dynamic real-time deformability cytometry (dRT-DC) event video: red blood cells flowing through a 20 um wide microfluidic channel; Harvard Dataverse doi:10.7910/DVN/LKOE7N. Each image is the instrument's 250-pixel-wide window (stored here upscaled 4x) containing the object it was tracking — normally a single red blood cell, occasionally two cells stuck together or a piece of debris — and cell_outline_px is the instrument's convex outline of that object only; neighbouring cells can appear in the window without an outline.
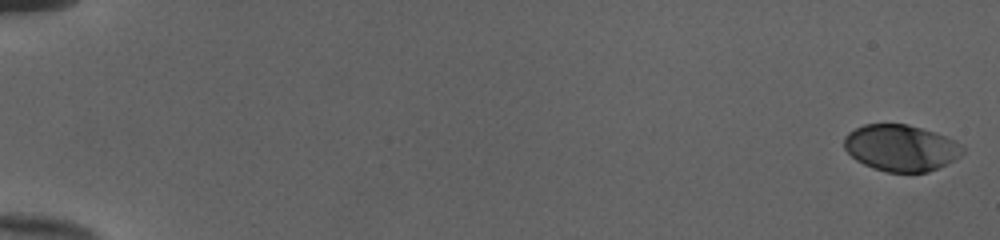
{"species": "human", "species_latin": "Homo sapiens", "temperature_condition": "cold", "stored_images_in_passage": 33, "camera_frame_rate_fps": 3000, "um_per_image_px": 0.085, "donor": {"sex": "female"}, "frame": {"image": 1, "passage_image": 1, "time_ms": 0.0, "image_size_px": [1000, 240], "cell_outline_px": [[964, 152], [960, 156], [928, 172], [884, 172], [872, 168], [856, 160], [844, 148], [844, 136], [848, 132], [864, 124], [908, 124], [936, 132], [956, 140], [964, 148]], "centroid_in_image_um": [76.57, 12.56], "position_along_channel_um": 8.4, "area_um2": 32.14}}
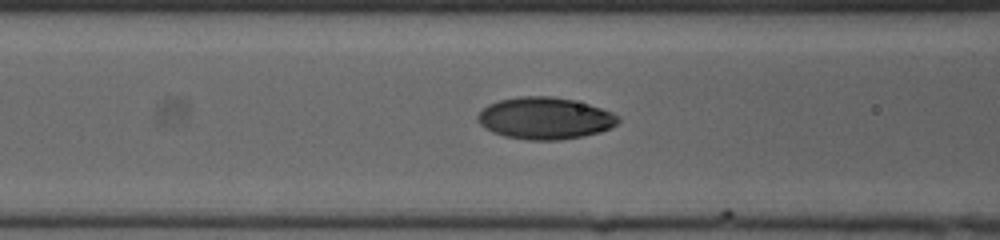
{"frame": {"image": 2, "passage_image": 24, "time_ms": 7.667, "image_size_px": [1000, 240], "cell_outline_px": [[620, 120], [616, 124], [600, 132], [560, 140], [528, 140], [504, 136], [492, 132], [484, 128], [476, 120], [476, 116], [488, 104], [500, 100], [520, 96], [552, 96], [572, 100], [588, 104], [612, 112], [620, 116]], "centroid_in_image_um": [46.29, 10.05], "position_along_channel_um": 120.3, "area_um2": 34.22}}
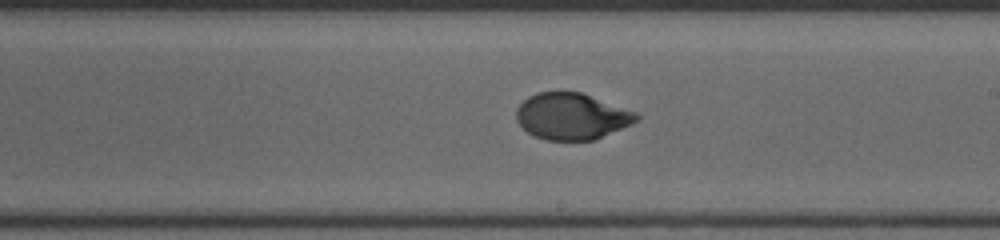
{"frame": {"image": 3, "passage_image": 33, "time_ms": 10.667, "image_size_px": [1000, 240], "cell_outline_px": [[640, 120], [632, 124], [596, 140], [544, 140], [528, 132], [516, 120], [516, 108], [528, 96], [536, 92], [580, 92], [636, 112], [640, 116]], "centroid_in_image_um": [48.61, 9.89], "position_along_channel_um": 240.4, "area_um2": 32.54}}